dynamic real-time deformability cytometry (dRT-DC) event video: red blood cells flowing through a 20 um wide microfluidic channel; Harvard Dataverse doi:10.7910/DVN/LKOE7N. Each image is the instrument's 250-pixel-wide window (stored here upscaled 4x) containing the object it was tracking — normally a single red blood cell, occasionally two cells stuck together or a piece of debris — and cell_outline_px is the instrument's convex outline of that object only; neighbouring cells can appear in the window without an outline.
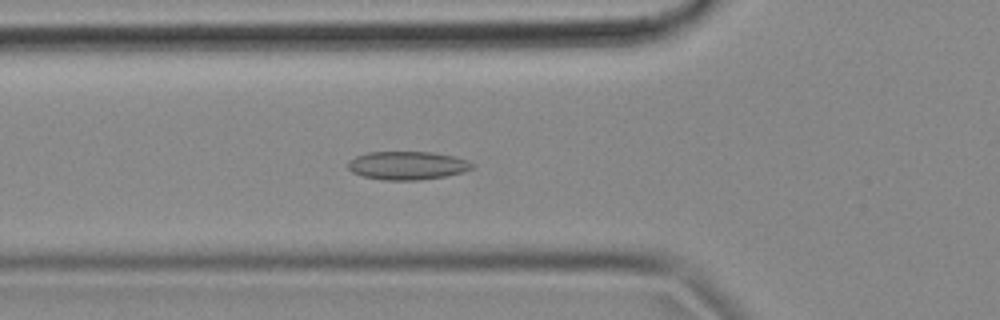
{"species": "common noctule bat (a hibernating species)", "species_latin": "Nyctalus noctula", "temperature_condition": "cold", "stored_images_in_passage": 53, "camera_frame_rate_fps": 3000, "um_per_image_px": 0.085, "animal": {"sex": "female", "body_mass_g": 18.4}, "frame": {"image": 1, "passage_image": 18, "time_ms": 5.667, "image_size_px": [1000, 320], "cell_outline_px": [[472, 168], [464, 172], [444, 176], [420, 180], [384, 180], [364, 176], [352, 172], [348, 168], [348, 160], [356, 156], [368, 152], [432, 152], [456, 156], [468, 160], [472, 164]], "centroid_in_image_um": [34.62, 14.06], "position_along_channel_um": 91.2, "area_um2": 20.52}}
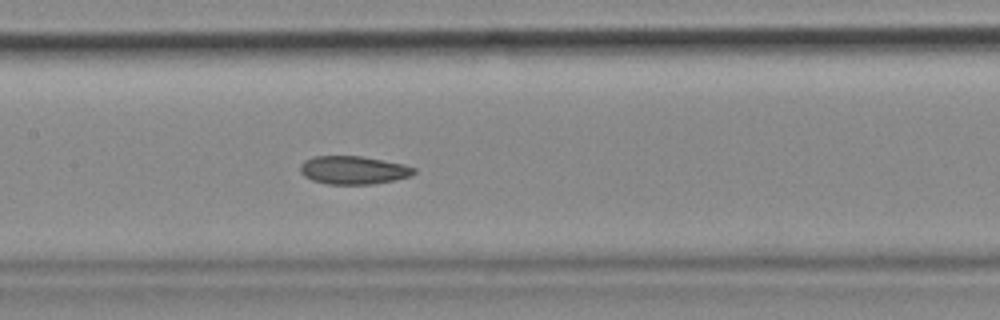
{"frame": {"image": 2, "passage_image": 25, "time_ms": 8.0, "image_size_px": [1000, 320], "cell_outline_px": [[416, 172], [412, 176], [396, 180], [372, 184], [328, 184], [312, 180], [304, 176], [300, 172], [300, 164], [304, 160], [316, 156], [360, 156], [404, 164], [416, 168]], "centroid_in_image_um": [30.05, 14.46], "position_along_channel_um": 177.3, "area_um2": 18.79}}
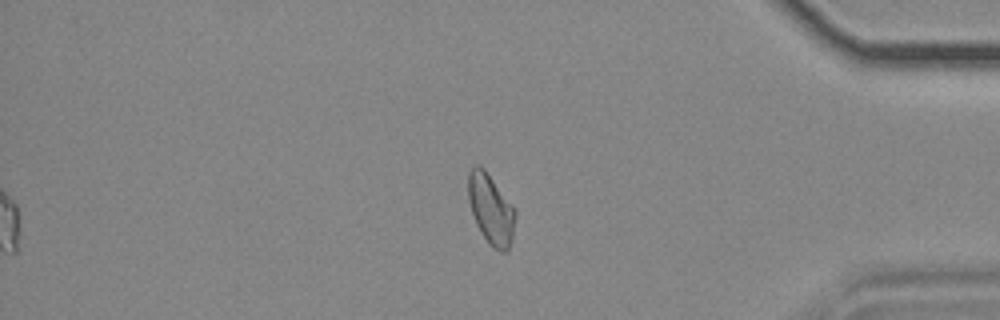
{"frame": {"image": 3, "passage_image": 45, "time_ms": 14.667, "image_size_px": [1000, 320], "cell_outline_px": [[516, 216], [512, 240], [508, 252], [500, 252], [492, 248], [488, 244], [480, 232], [476, 224], [468, 200], [468, 172], [476, 164], [480, 164], [484, 168], [516, 212]], "centroid_in_image_um": [41.71, 17.83], "position_along_channel_um": 393.5, "area_um2": 19.25}, "authors_computed_cell_mechanics": {"area_um2": 19.3052, "velocity_mm_per_s": 3.6874, "shape_relaxation_time_tau1_ms": null, "shape_relaxation_time_tau2_ms": 4.4896, "deformation_change_tau1": null, "deformation_change_tau2": 0.0921}}